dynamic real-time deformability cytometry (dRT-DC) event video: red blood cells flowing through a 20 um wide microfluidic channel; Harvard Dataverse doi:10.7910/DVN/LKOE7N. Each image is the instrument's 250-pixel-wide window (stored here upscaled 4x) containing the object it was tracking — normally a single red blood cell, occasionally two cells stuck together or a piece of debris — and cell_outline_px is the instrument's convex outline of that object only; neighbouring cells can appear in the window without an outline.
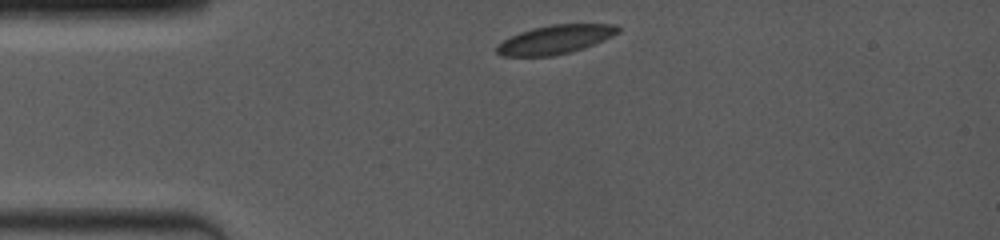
{"species": "common noctule bat (a hibernating species)", "species_latin": "Nyctalus noctula", "temperature_condition": "room temperature", "stored_images_in_passage": 4, "camera_frame_rate_fps": 4000, "um_per_image_px": 0.085, "animal": {"sex": "female", "body_mass_g": 19.0, "forearm_length_mm": 53.3}, "frame": {"image": 1, "passage_image": 1, "time_ms": 0.0, "image_size_px": [1000, 240], "cell_outline_px": [[620, 32], [612, 36], [584, 48], [552, 56], [500, 56], [496, 52], [496, 48], [504, 40], [520, 32], [532, 28], [552, 24], [616, 24], [620, 28]], "centroid_in_image_um": [47.21, 3.35], "position_along_channel_um": 37.8, "area_um2": 20.17}}
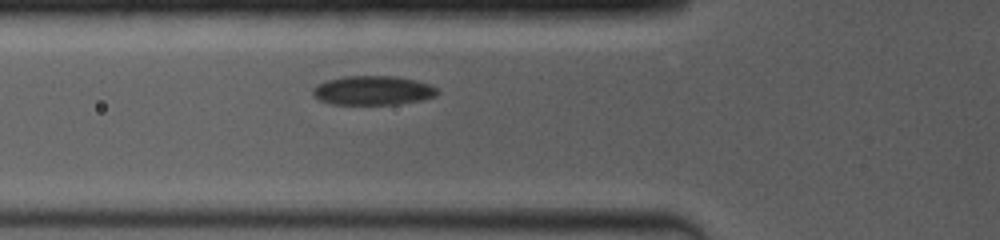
{"frame": {"image": 2, "passage_image": 4, "time_ms": 2.25, "image_size_px": [1000, 240], "cell_outline_px": [[440, 92], [436, 96], [424, 100], [396, 104], [332, 104], [320, 100], [312, 96], [312, 88], [316, 84], [328, 80], [344, 76], [396, 76], [416, 80], [428, 84], [436, 88]], "centroid_in_image_um": [31.69, 7.69], "position_along_channel_um": 94.1, "area_um2": 21.33}}